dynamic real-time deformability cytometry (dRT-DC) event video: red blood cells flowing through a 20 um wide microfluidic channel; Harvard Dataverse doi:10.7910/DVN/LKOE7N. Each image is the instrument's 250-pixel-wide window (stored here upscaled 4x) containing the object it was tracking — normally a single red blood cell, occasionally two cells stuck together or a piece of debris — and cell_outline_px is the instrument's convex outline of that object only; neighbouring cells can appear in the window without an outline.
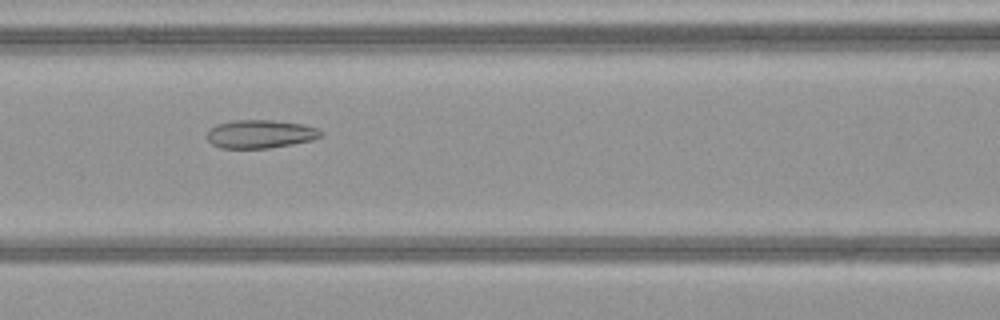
{"species": "common noctule bat (a hibernating species)", "species_latin": "Nyctalus noctula", "temperature_condition": "warm", "stored_images_in_passage": 51, "camera_frame_rate_fps": 3000, "um_per_image_px": 0.085, "animal": {"sex": "female", "body_mass_g": 21.9}, "frame": {"image": 1, "passage_image": 23, "time_ms": 7.333, "image_size_px": [1000, 320], "cell_outline_px": [[324, 136], [312, 140], [292, 144], [268, 148], [220, 148], [212, 144], [208, 140], [208, 132], [216, 124], [232, 120], [272, 120], [300, 124], [320, 128], [324, 132]], "centroid_in_image_um": [22.17, 11.39], "position_along_channel_um": 144.4, "area_um2": 18.84}}
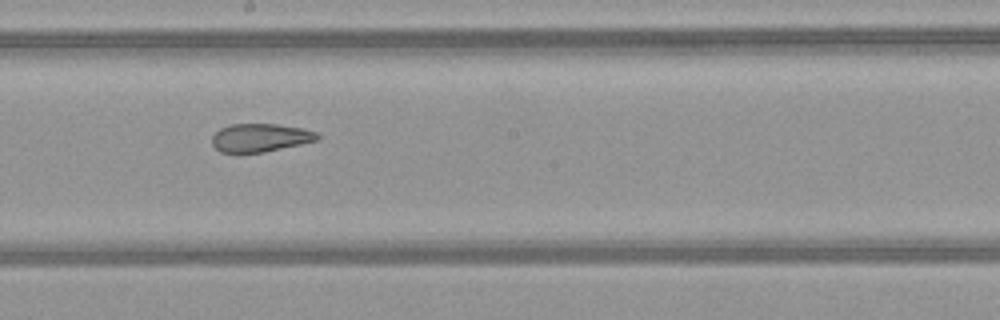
{"frame": {"image": 2, "passage_image": 29, "time_ms": 9.333, "image_size_px": [1000, 320], "cell_outline_px": [[320, 140], [264, 152], [220, 152], [212, 144], [212, 136], [220, 128], [232, 124], [276, 124], [300, 128], [316, 132], [320, 136]], "centroid_in_image_um": [22.13, 11.7], "position_along_channel_um": 226.1, "area_um2": 17.22}}
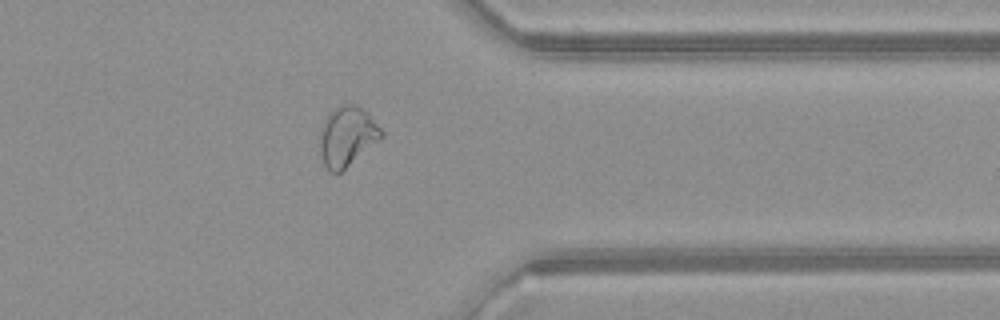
{"frame": {"image": 3, "passage_image": 41, "time_ms": 13.333, "image_size_px": [1000, 320], "cell_outline_px": [[384, 136], [380, 140], [340, 172], [328, 172], [324, 164], [320, 152], [320, 128], [324, 120], [336, 108], [344, 104], [356, 104], [368, 112], [384, 132]], "centroid_in_image_um": [29.52, 11.59], "position_along_channel_um": 381.9, "area_um2": 21.33}, "authors_computed_cell_mechanics": {"area_um2": 23.2934, "velocity_mm_per_s": 4.0881, "shape_relaxation_time_tau1_ms": null, "shape_relaxation_time_tau2_ms": 1.5528, "deformation_change_tau1": null, "deformation_change_tau2": 0.0916}}